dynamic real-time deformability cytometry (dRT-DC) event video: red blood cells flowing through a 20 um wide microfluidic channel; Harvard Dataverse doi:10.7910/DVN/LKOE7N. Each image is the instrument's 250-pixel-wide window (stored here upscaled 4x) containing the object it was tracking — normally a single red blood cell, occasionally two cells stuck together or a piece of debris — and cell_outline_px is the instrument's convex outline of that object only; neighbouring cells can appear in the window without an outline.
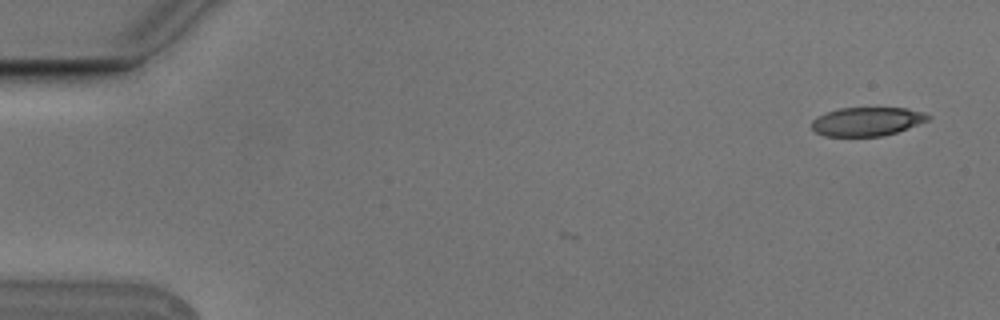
{"species": "Egyptian fruit bat (a non-hibernating species)", "species_latin": "Rousettus aegyptiacus", "temperature_condition": "cold", "stored_images_in_passage": 2, "camera_frame_rate_fps": 3000, "um_per_image_px": 0.085, "animal": {"sex": "male"}, "frame": {"image": 1, "passage_image": 2, "time_ms": 0.333, "image_size_px": [1000, 320], "cell_outline_px": [[932, 116], [928, 120], [896, 132], [884, 136], [824, 136], [816, 132], [812, 128], [812, 120], [824, 112], [840, 108], [908, 108], [924, 112]], "centroid_in_image_um": [73.69, 10.32], "position_along_channel_um": 11.3, "area_um2": 19.48}}